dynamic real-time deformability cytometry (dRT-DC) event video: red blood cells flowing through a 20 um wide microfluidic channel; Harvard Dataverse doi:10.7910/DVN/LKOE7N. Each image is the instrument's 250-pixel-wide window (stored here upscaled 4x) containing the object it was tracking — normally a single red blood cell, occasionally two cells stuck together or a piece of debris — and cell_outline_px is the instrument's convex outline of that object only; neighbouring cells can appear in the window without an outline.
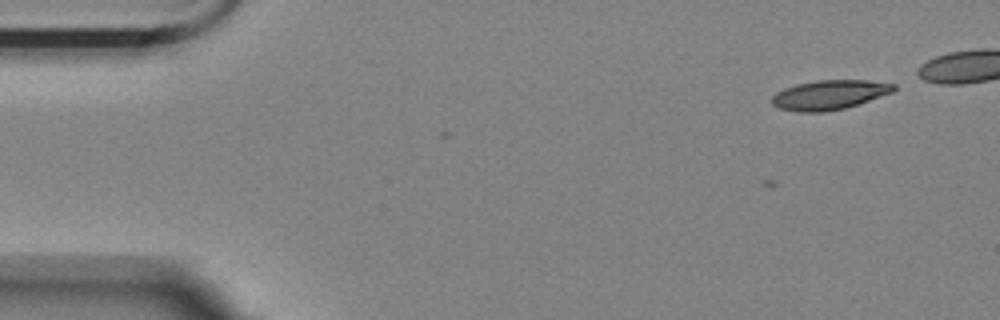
{"species": "Egyptian fruit bat (a non-hibernating species)", "species_latin": "Rousettus aegyptiacus", "temperature_condition": "room temperature", "stored_images_in_passage": 2, "camera_frame_rate_fps": 3000, "um_per_image_px": 0.085, "animal": {"sex": "female"}, "frame": {"image": 1, "passage_image": 2, "time_ms": 0.333, "image_size_px": [1000, 320], "cell_outline_px": [[896, 88], [892, 92], [844, 108], [824, 112], [796, 112], [780, 108], [772, 104], [772, 96], [776, 92], [784, 88], [796, 84], [816, 80], [864, 80], [896, 84]], "centroid_in_image_um": [70.45, 8.06], "position_along_channel_um": 14.5, "area_um2": 20.75}}